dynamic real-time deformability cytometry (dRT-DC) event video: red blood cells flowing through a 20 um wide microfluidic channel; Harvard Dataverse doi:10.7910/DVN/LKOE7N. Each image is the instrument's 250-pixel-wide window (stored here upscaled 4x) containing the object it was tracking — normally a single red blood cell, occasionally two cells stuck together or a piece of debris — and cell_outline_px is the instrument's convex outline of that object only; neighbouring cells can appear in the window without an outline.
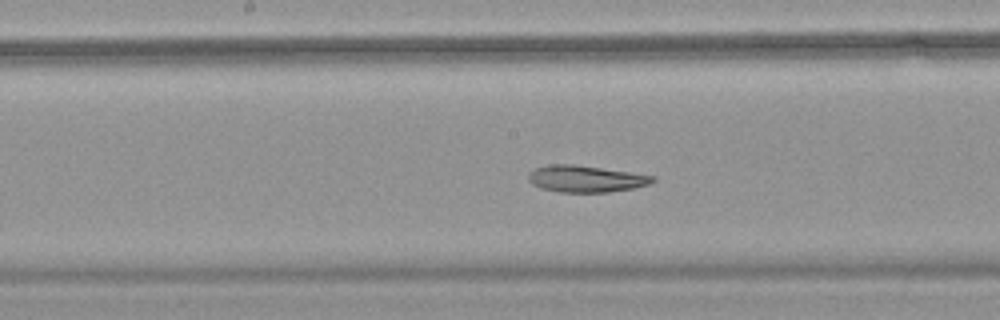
{"species": "common noctule bat (a hibernating species)", "species_latin": "Nyctalus noctula", "temperature_condition": "warm", "stored_images_in_passage": 30, "camera_frame_rate_fps": 3000, "um_per_image_px": 0.085, "animal": {"sex": "female", "body_mass_g": 18.4}, "frame": {"image": 1, "passage_image": 13, "time_ms": 4.0, "image_size_px": [1000, 320], "cell_outline_px": [[656, 180], [648, 184], [632, 188], [608, 192], [560, 192], [540, 188], [532, 184], [528, 180], [528, 172], [536, 168], [548, 164], [572, 164], [656, 176]], "centroid_in_image_um": [49.74, 15.2], "position_along_channel_um": 198.5, "area_um2": 19.19}}
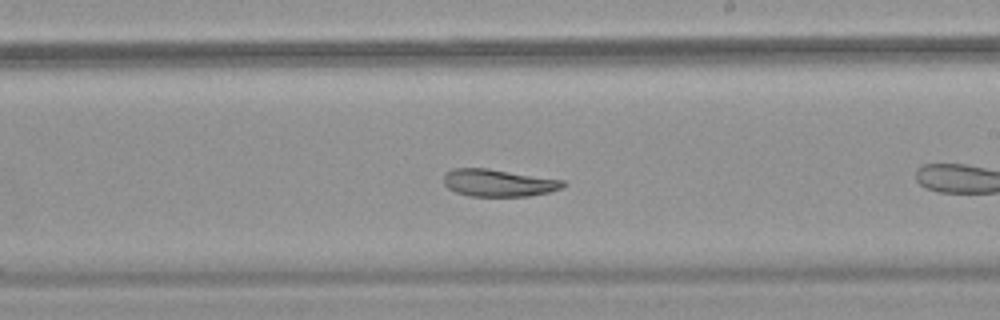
{"frame": {"image": 2, "passage_image": 17, "time_ms": 5.333, "image_size_px": [1000, 320], "cell_outline_px": [[568, 184], [560, 188], [548, 192], [528, 196], [468, 196], [456, 192], [448, 188], [444, 184], [444, 172], [452, 168], [488, 168], [564, 180]], "centroid_in_image_um": [42.34, 15.53], "position_along_channel_um": 246.7, "area_um2": 19.07}}